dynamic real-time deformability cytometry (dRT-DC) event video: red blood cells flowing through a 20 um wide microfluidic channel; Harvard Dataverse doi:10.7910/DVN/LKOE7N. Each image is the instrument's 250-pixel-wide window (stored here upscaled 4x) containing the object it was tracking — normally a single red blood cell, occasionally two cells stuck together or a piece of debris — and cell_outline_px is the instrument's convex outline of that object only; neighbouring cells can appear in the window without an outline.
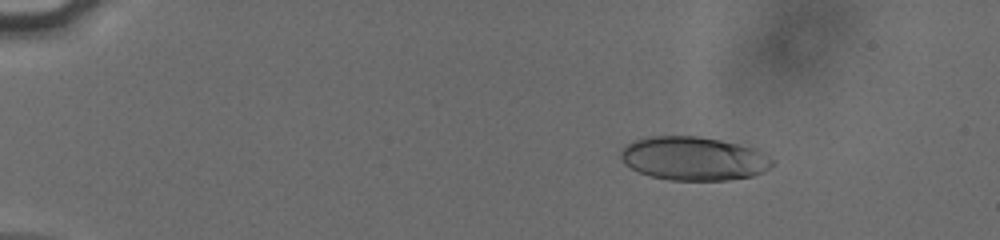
{"species": "human", "species_latin": "Homo sapiens", "temperature_condition": "cold", "stored_images_in_passage": 41, "camera_frame_rate_fps": 3000, "um_per_image_px": 0.085, "donor": {"sex": "male"}, "frame": {"image": 1, "passage_image": 10, "time_ms": 3.0, "image_size_px": [1000, 240], "cell_outline_px": [[772, 164], [764, 172], [752, 176], [728, 180], [668, 180], [652, 176], [640, 172], [632, 168], [620, 156], [620, 152], [628, 144], [636, 140], [652, 136], [696, 136], [720, 140], [756, 148], [772, 160]], "centroid_in_image_um": [58.99, 13.48], "position_along_channel_um": 26.0, "area_um2": 38.09}}
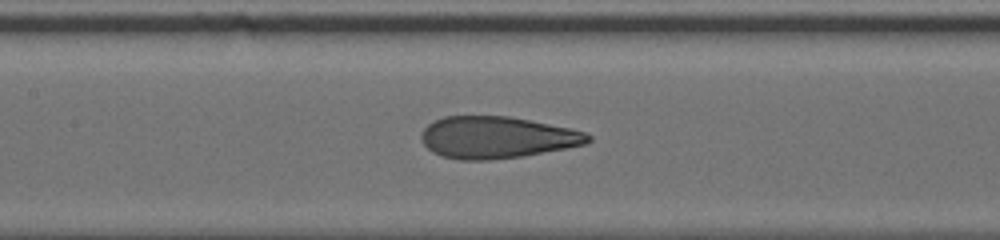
{"frame": {"image": 2, "passage_image": 29, "time_ms": 9.333, "image_size_px": [1000, 240], "cell_outline_px": [[592, 140], [588, 144], [524, 156], [488, 160], [460, 160], [444, 156], [432, 152], [420, 140], [420, 132], [428, 124], [444, 116], [508, 116], [568, 128], [584, 132], [592, 136]], "centroid_in_image_um": [42.22, 11.69], "position_along_channel_um": 165.2, "area_um2": 40.63}}
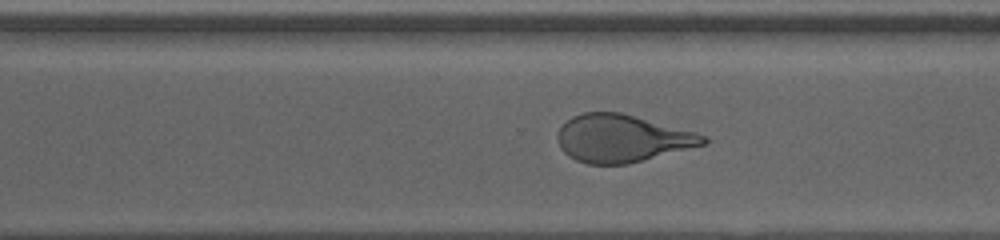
{"frame": {"image": 3, "passage_image": 41, "time_ms": 13.333, "image_size_px": [1000, 240], "cell_outline_px": [[708, 144], [628, 164], [588, 164], [576, 160], [568, 156], [560, 148], [556, 136], [556, 132], [572, 116], [584, 112], [620, 112], [696, 132], [708, 136]], "centroid_in_image_um": [52.88, 11.77], "position_along_channel_um": 317.7, "area_um2": 40.52}}